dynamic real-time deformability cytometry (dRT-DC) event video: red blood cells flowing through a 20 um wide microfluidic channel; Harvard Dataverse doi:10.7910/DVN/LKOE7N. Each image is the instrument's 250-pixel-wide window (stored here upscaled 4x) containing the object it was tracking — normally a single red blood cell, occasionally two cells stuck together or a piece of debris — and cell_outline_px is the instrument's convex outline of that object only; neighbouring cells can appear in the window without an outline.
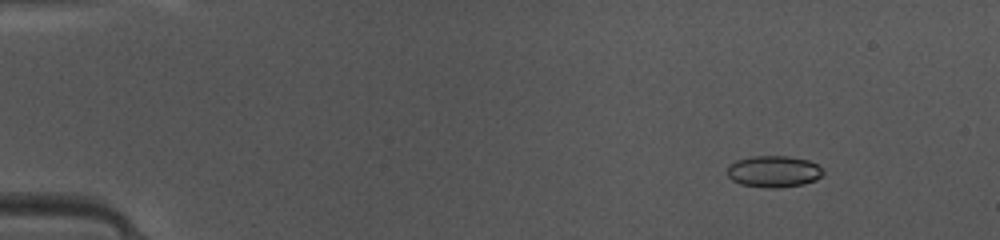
{"species": "common noctule bat (a hibernating species)", "species_latin": "Nyctalus noctula", "temperature_condition": "warm", "stored_images_in_passage": 48, "camera_frame_rate_fps": 3000, "um_per_image_px": 0.085, "animal": {"sex": "female", "body_mass_g": 10.0, "forearm_length_mm": 53.1}, "frame": {"image": 1, "passage_image": 6, "time_ms": 1.667, "image_size_px": [1000, 240], "cell_outline_px": [[824, 172], [816, 180], [804, 184], [780, 188], [768, 188], [740, 184], [732, 180], [728, 176], [728, 164], [736, 160], [752, 156], [788, 156], [808, 160], [816, 164]], "centroid_in_image_um": [65.74, 14.58], "position_along_channel_um": 19.3, "area_um2": 17.69}}
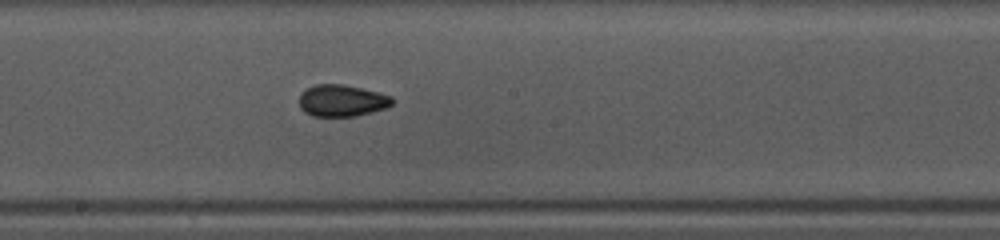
{"frame": {"image": 2, "passage_image": 27, "time_ms": 8.667, "image_size_px": [1000, 240], "cell_outline_px": [[392, 104], [384, 108], [356, 116], [312, 116], [304, 112], [300, 108], [300, 92], [316, 84], [344, 84], [392, 96]], "centroid_in_image_um": [29.02, 8.55], "position_along_channel_um": 219.2, "area_um2": 17.05}}
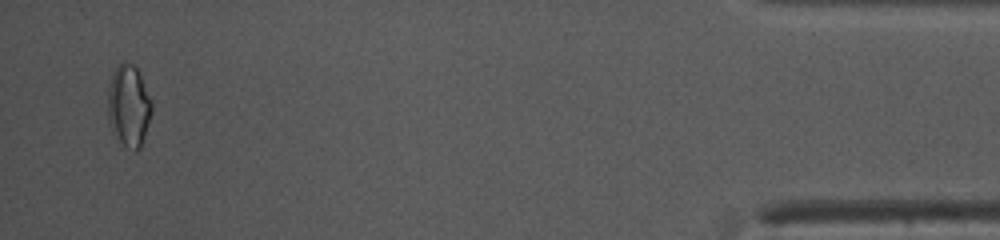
{"frame": {"image": 3, "passage_image": 47, "time_ms": 15.333, "image_size_px": [1000, 240], "cell_outline_px": [[152, 108], [144, 136], [140, 148], [136, 152], [128, 148], [120, 140], [112, 128], [108, 116], [108, 84], [116, 68], [124, 60], [136, 64], [140, 72], [152, 100]], "centroid_in_image_um": [10.96, 8.92], "position_along_channel_um": 424.2, "area_um2": 20.87}, "authors_computed_cell_mechanics": {"area_um2": 17.1955, "velocity_mm_per_s": 4.1809, "shape_relaxation_time_tau1_ms": 3.0835, "shape_relaxation_time_tau2_ms": 1.5616, "deformation_change_tau1": 0.0765, "deformation_change_tau2": 0.0533}}